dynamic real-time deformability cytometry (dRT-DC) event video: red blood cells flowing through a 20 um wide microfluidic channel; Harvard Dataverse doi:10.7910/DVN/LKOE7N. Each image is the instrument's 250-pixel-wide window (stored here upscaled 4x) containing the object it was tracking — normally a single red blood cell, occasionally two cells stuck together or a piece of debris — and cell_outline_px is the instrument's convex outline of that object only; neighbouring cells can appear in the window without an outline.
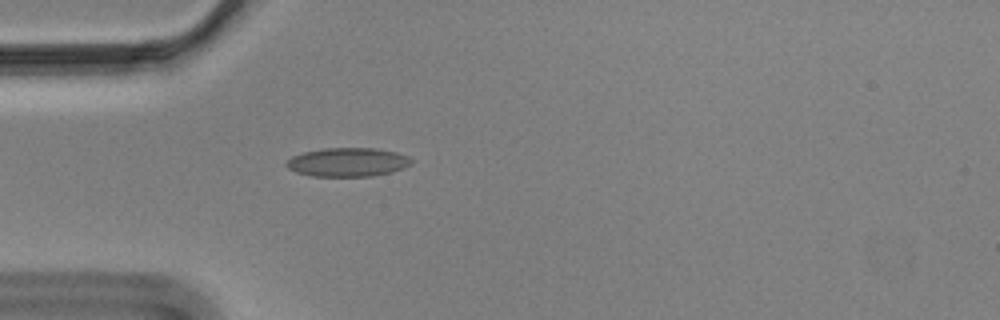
{"species": "Egyptian fruit bat (a non-hibernating species)", "species_latin": "Rousettus aegyptiacus", "temperature_condition": "cold", "stored_images_in_passage": 41, "camera_frame_rate_fps": 3000, "um_per_image_px": 0.085, "animal": {"sex": "male"}, "frame": {"image": 1, "passage_image": 1, "time_ms": 0.0, "image_size_px": [1000, 320], "cell_outline_px": [[412, 164], [404, 168], [392, 172], [372, 176], [312, 176], [296, 172], [288, 168], [284, 164], [284, 160], [292, 156], [304, 152], [328, 148], [376, 148], [396, 152], [408, 156], [412, 160]], "centroid_in_image_um": [29.55, 13.78], "position_along_channel_um": 55.5, "area_um2": 21.1}}
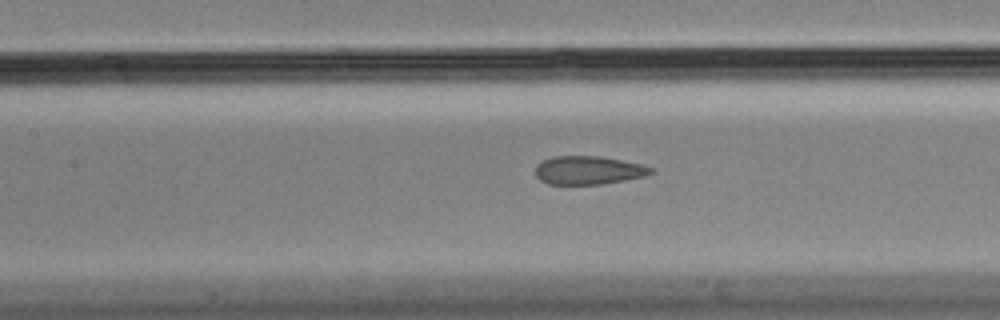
{"frame": {"image": 2, "passage_image": 10, "time_ms": 3.0, "image_size_px": [1000, 320], "cell_outline_px": [[652, 172], [644, 176], [624, 180], [600, 184], [548, 184], [540, 180], [536, 176], [536, 164], [552, 156], [600, 156], [640, 164], [652, 168]], "centroid_in_image_um": [49.96, 14.47], "position_along_channel_um": 157.4, "area_um2": 18.9}}
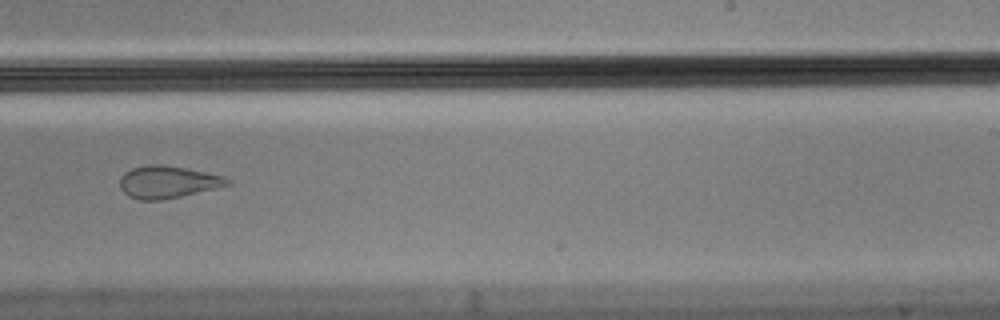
{"frame": {"image": 3, "passage_image": 20, "time_ms": 6.333, "image_size_px": [1000, 320], "cell_outline_px": [[232, 184], [216, 188], [180, 196], [160, 200], [140, 200], [128, 196], [120, 188], [120, 176], [124, 172], [132, 168], [148, 164], [164, 164], [224, 176], [232, 180]], "centroid_in_image_um": [14.24, 15.46], "position_along_channel_um": 274.8, "area_um2": 20.23}, "authors_computed_cell_mechanics": {"area_um2": 20.808, "velocity_mm_per_s": 3.5245, "shape_relaxation_time_tau1_ms": null, "shape_relaxation_time_tau2_ms": 1.2508, "deformation_change_tau1": null, "deformation_change_tau2": 0.076}}